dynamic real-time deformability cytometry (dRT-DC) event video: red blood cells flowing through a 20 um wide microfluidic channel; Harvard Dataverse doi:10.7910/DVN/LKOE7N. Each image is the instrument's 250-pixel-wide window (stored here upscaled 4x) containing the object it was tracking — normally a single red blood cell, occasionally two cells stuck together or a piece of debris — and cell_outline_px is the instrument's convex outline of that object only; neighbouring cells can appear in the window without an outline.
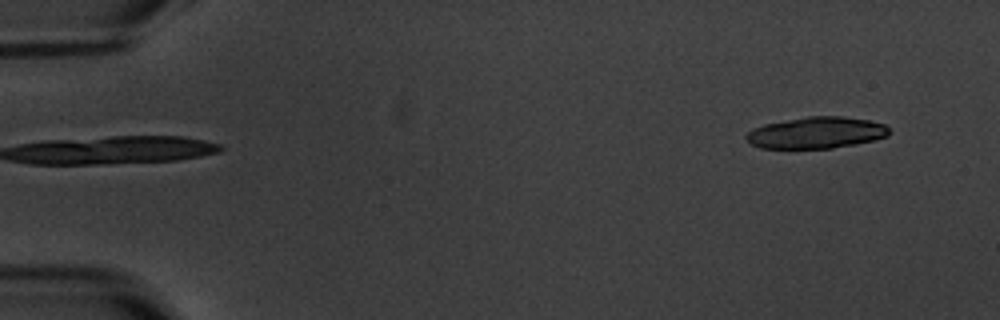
{"species": "common noctule bat (a hibernating species)", "species_latin": "Nyctalus noctula", "temperature_condition": "warm", "stored_images_in_passage": 5, "segment_of_instrument_passage": [2, 2], "camera_frame_rate_fps": 3000, "um_per_image_px": 0.085, "animal": {"sex": "male", "body_mass_g": 20.1, "forearm_length_mm": 53.5}, "frame": {"image": 1, "passage_image": 5, "time_ms": 6.333, "image_size_px": [1000, 320], "cell_outline_px": [[892, 132], [888, 136], [876, 140], [856, 144], [832, 148], [760, 148], [752, 144], [744, 136], [752, 128], [764, 124], [808, 116], [844, 116], [868, 120], [884, 124]], "centroid_in_image_um": [69.42, 11.28], "position_along_channel_um": 15.6, "area_um2": 26.36}}